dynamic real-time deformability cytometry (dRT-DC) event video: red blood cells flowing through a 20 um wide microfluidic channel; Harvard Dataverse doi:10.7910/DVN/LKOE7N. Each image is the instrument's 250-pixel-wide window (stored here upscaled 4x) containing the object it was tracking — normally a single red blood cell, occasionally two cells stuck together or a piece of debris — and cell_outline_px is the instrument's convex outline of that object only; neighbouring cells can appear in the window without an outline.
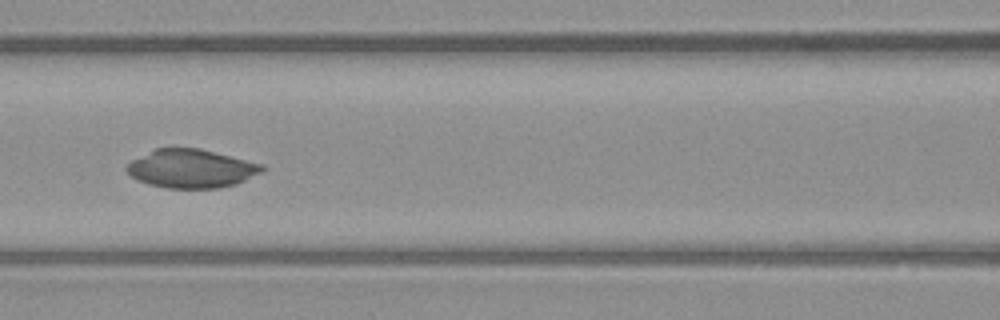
{"species": "common noctule bat (a hibernating species)", "species_latin": "Nyctalus noctula", "temperature_condition": "warm", "stored_images_in_passage": 35, "camera_frame_rate_fps": 3000, "um_per_image_px": 0.085, "animal": {"sex": "male", "body_mass_g": 23.1, "forearm_length_mm": 52.7}, "frame": {"image": 1, "passage_image": 11, "time_ms": 3.333, "image_size_px": [1000, 320], "cell_outline_px": [[268, 168], [236, 184], [220, 188], [168, 188], [148, 184], [136, 180], [124, 168], [132, 160], [156, 148], [200, 148], [264, 164]], "centroid_in_image_um": [16.27, 14.33], "position_along_channel_um": 150.3, "area_um2": 30.4}}
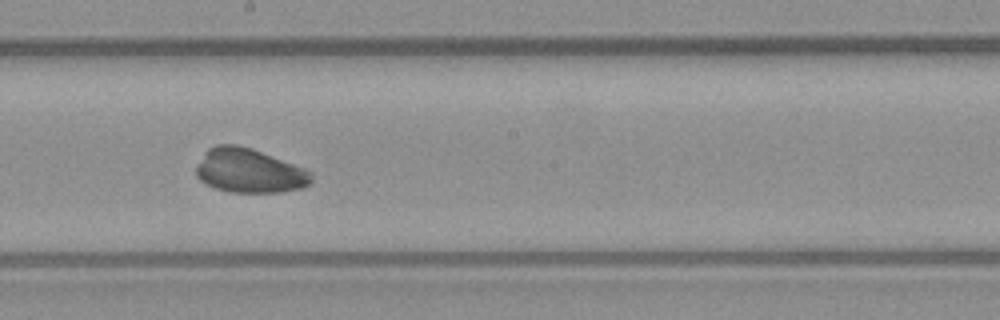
{"frame": {"image": 2, "passage_image": 17, "time_ms": 5.333, "image_size_px": [1000, 320], "cell_outline_px": [[312, 184], [300, 188], [280, 192], [228, 192], [216, 188], [200, 180], [196, 176], [196, 164], [204, 152], [208, 148], [216, 144], [236, 144], [252, 148], [304, 168], [312, 172]], "centroid_in_image_um": [21.17, 14.5], "position_along_channel_um": 227.0, "area_um2": 29.82}}
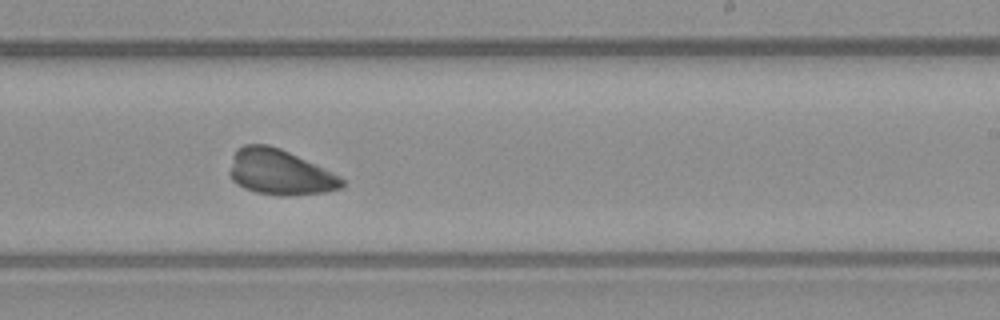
{"frame": {"image": 3, "passage_image": 20, "time_ms": 6.333, "image_size_px": [1000, 320], "cell_outline_px": [[344, 184], [340, 188], [324, 192], [288, 196], [280, 196], [256, 192], [244, 188], [236, 184], [232, 180], [228, 172], [232, 156], [236, 148], [244, 144], [268, 144], [280, 148], [324, 168], [340, 176], [344, 180]], "centroid_in_image_um": [23.73, 14.63], "position_along_channel_um": 265.3, "area_um2": 29.88}}